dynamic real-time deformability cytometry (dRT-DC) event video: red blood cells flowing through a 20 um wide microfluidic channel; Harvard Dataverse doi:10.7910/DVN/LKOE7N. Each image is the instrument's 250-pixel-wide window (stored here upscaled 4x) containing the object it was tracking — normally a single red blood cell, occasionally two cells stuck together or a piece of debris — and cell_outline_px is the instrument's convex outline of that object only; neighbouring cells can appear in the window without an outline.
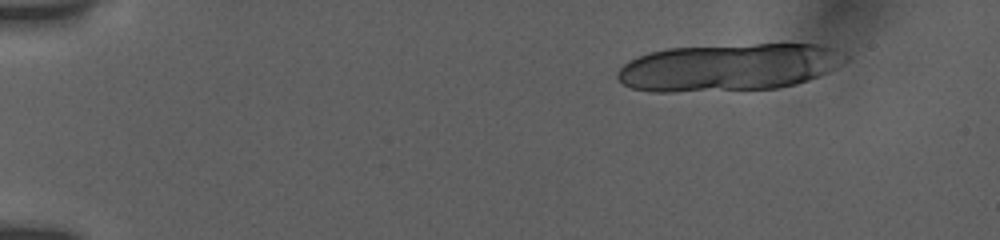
{"species": "human", "species_latin": "Homo sapiens", "temperature_condition": "room temperature", "stored_images_in_passage": 16, "camera_frame_rate_fps": 3000, "um_per_image_px": 0.085, "donor": {"sex": "female"}, "frame": {"image": 1, "passage_image": 2, "time_ms": 0.333, "image_size_px": [1000, 240], "cell_outline_px": [[848, 60], [828, 72], [820, 76], [796, 84], [776, 88], [672, 92], [652, 92], [632, 88], [624, 84], [616, 76], [616, 72], [628, 60], [648, 52], [668, 48], [756, 44], [820, 44], [832, 48], [848, 56]], "centroid_in_image_um": [61.93, 5.72], "position_along_channel_um": 23.1, "area_um2": 63.0}}